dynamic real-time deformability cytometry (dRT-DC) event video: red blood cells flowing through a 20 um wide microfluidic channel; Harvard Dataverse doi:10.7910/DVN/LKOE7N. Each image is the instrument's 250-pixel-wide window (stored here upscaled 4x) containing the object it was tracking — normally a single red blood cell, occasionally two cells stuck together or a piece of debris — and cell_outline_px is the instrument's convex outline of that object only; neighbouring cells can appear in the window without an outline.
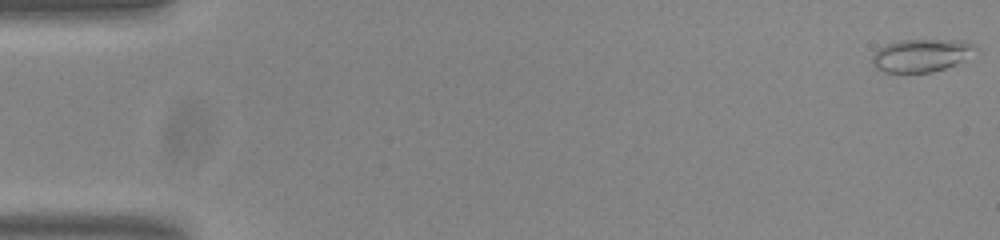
{"species": "common noctule bat (a hibernating species)", "species_latin": "Nyctalus noctula", "temperature_condition": "room temperature", "stored_images_in_passage": 54, "camera_frame_rate_fps": 3000, "um_per_image_px": 0.085, "animal": {"sex": "male", "body_mass_g": 20.0, "forearm_length_mm": 53.3}, "frame": {"image": 1, "passage_image": 1, "time_ms": 0.0, "image_size_px": [1000, 240], "cell_outline_px": [[980, 48], [956, 64], [932, 72], [884, 72], [876, 68], [872, 64], [872, 56], [880, 48], [888, 44], [900, 40], [964, 40]], "centroid_in_image_um": [78.32, 4.7], "position_along_channel_um": 6.7, "area_um2": 19.54}}
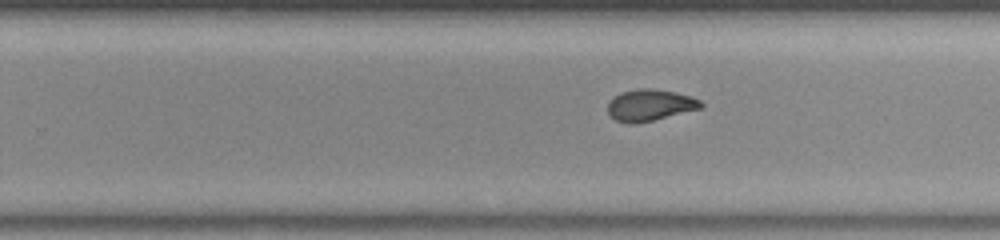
{"frame": {"image": 2, "passage_image": 34, "time_ms": 11.0, "image_size_px": [1000, 240], "cell_outline_px": [[704, 108], [636, 124], [628, 124], [616, 120], [608, 112], [608, 100], [612, 96], [620, 92], [636, 88], [648, 88], [676, 92], [692, 96], [700, 100], [704, 104]], "centroid_in_image_um": [55.25, 8.93], "position_along_channel_um": 274.5, "area_um2": 17.46}}
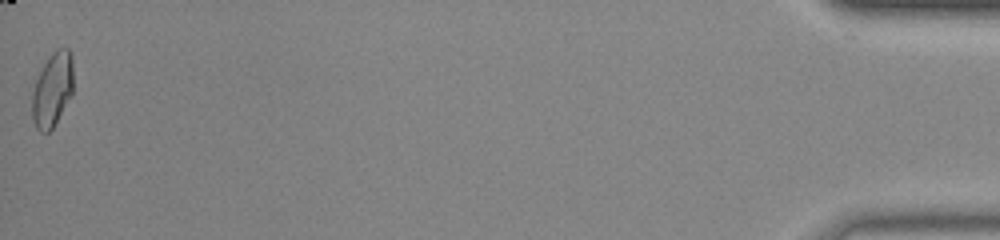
{"frame": {"image": 3, "passage_image": 54, "time_ms": 17.667, "image_size_px": [1000, 240], "cell_outline_px": [[72, 92], [52, 128], [48, 132], [40, 132], [36, 128], [32, 120], [32, 92], [36, 80], [44, 64], [52, 52], [56, 48], [68, 48], [72, 56]], "centroid_in_image_um": [4.43, 7.6], "position_along_channel_um": 430.8, "area_um2": 17.51}, "authors_computed_cell_mechanics": {"area_um2": 17.5134, "velocity_mm_per_s": 3.8233, "shape_relaxation_time_tau1_ms": null, "shape_relaxation_time_tau2_ms": 1.4312, "deformation_change_tau1": null, "deformation_change_tau2": 0.0683}}